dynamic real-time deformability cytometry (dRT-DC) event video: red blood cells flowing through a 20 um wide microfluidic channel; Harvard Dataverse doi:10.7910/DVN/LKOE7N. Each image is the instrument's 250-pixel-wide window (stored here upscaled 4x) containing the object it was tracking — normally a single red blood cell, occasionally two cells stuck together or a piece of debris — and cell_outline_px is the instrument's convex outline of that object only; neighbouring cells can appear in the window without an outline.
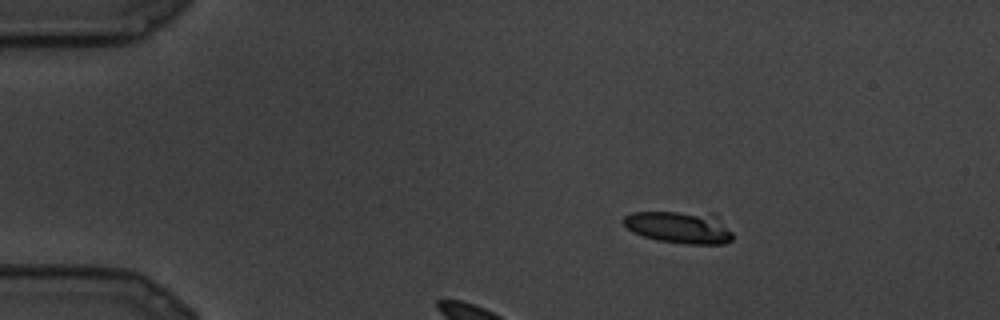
{"species": "common noctule bat (a hibernating species)", "species_latin": "Nyctalus noctula", "temperature_condition": "cold", "stored_images_in_passage": 4, "camera_frame_rate_fps": 3000, "um_per_image_px": 0.085, "animal": {"sex": "male", "body_mass_g": 19.5, "forearm_length_mm": 54.6}, "frame": {"image": 1, "passage_image": 1, "time_ms": 0.0, "image_size_px": [1000, 320], "cell_outline_px": [[732, 240], [724, 244], [684, 244], [656, 240], [632, 232], [620, 220], [624, 216], [632, 212], [716, 212], [732, 232]], "centroid_in_image_um": [57.79, 19.3], "position_along_channel_um": 27.2, "area_um2": 20.98}}